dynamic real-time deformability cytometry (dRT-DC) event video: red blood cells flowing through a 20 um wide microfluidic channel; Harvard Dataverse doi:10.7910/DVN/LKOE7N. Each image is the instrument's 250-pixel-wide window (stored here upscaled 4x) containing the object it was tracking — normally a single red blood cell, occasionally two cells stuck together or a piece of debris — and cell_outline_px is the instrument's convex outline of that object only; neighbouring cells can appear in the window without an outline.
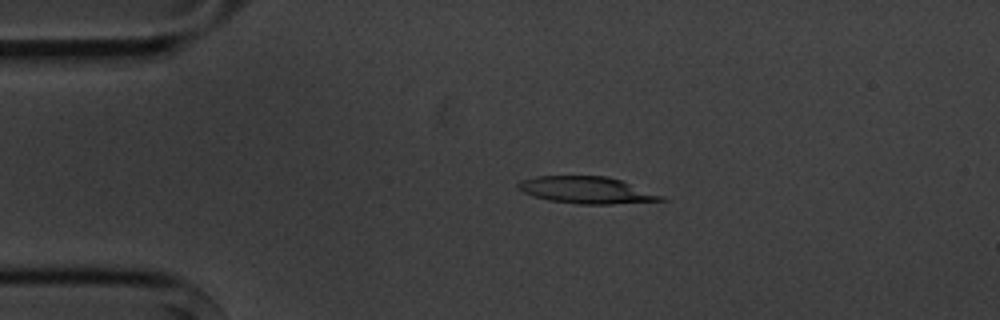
{"species": "common noctule bat (a hibernating species)", "species_latin": "Nyctalus noctula", "temperature_condition": "cold", "stored_images_in_passage": 3, "camera_frame_rate_fps": 3000, "um_per_image_px": 0.085, "animal": {"sex": "male", "body_mass_g": 20.1, "forearm_length_mm": 53.5}, "frame": {"image": 1, "passage_image": 2, "time_ms": 2.0, "image_size_px": [1000, 320], "cell_outline_px": [[668, 200], [612, 204], [580, 204], [548, 200], [532, 196], [516, 188], [516, 184], [520, 180], [536, 176], [608, 176], [620, 180], [664, 196]], "centroid_in_image_um": [49.82, 16.16], "position_along_channel_um": 35.2, "area_um2": 22.37}}